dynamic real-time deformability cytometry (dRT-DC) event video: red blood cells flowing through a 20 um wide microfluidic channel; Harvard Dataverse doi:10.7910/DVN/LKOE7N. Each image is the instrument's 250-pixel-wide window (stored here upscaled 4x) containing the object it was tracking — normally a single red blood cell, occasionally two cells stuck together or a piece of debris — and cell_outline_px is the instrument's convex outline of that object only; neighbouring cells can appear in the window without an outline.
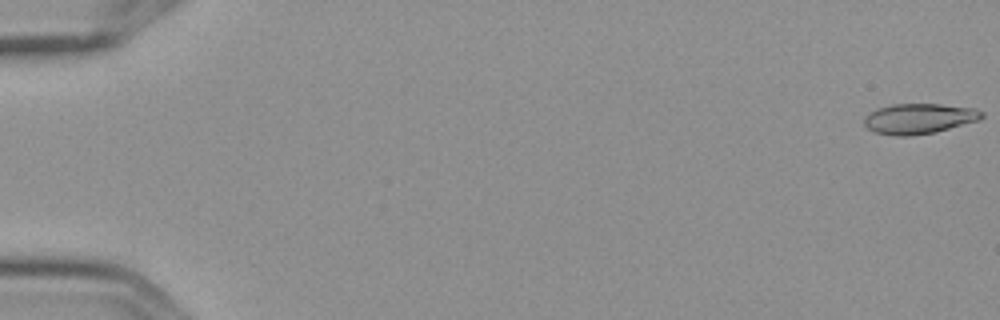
{"species": "Egyptian fruit bat (a non-hibernating species)", "species_latin": "Rousettus aegyptiacus", "temperature_condition": "cold", "stored_images_in_passage": 5, "camera_frame_rate_fps": 3000, "um_per_image_px": 0.085, "frame": {"image": 1, "passage_image": 1, "time_ms": 0.0, "image_size_px": [1000, 320], "cell_outline_px": [[984, 116], [980, 120], [936, 132], [912, 136], [892, 136], [876, 132], [868, 128], [864, 124], [864, 116], [868, 112], [876, 108], [892, 104], [940, 104], [976, 108], [984, 112]], "centroid_in_image_um": [78.12, 10.08], "position_along_channel_um": 6.9, "area_um2": 21.1}}
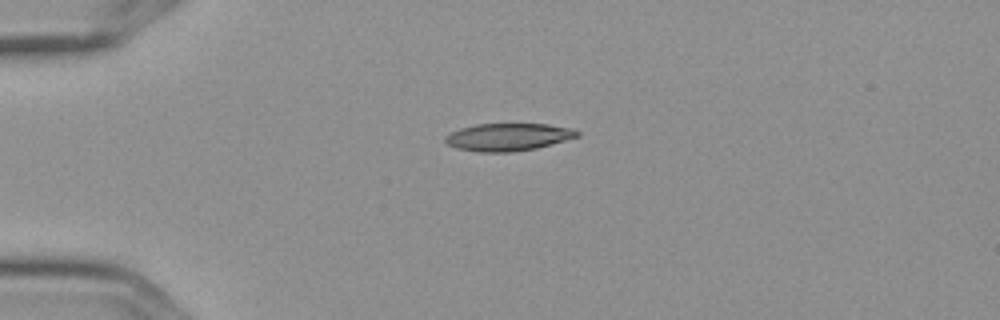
{"frame": {"image": 2, "passage_image": 5, "time_ms": 1.333, "image_size_px": [1000, 320], "cell_outline_px": [[580, 136], [536, 148], [512, 152], [480, 152], [456, 148], [448, 144], [444, 140], [444, 136], [460, 128], [476, 124], [548, 124], [572, 128], [580, 132]], "centroid_in_image_um": [43.19, 11.64], "position_along_channel_um": 41.8, "area_um2": 21.15}}